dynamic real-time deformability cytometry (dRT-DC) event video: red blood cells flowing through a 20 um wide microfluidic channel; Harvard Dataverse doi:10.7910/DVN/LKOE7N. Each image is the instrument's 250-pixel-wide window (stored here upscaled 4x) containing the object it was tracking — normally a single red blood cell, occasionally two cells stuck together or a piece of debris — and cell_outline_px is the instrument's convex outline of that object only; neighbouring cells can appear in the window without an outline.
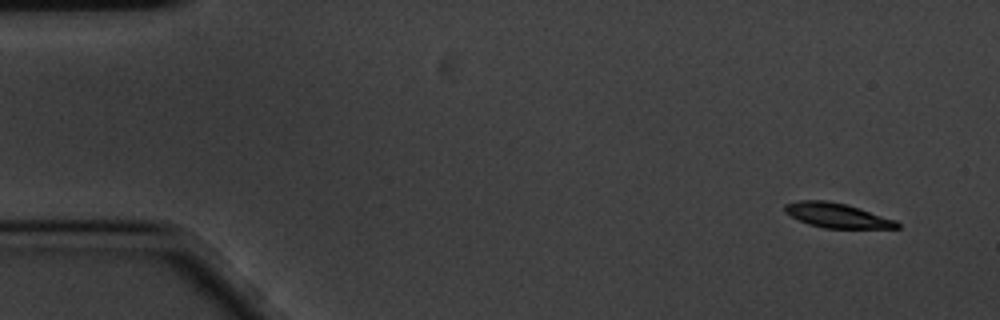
{"species": "common noctule bat (a hibernating species)", "species_latin": "Nyctalus noctula", "temperature_condition": "cold", "stored_images_in_passage": 58, "camera_frame_rate_fps": 3000, "um_per_image_px": 0.085, "animal": {"sex": "male", "body_mass_g": 20.1, "forearm_length_mm": 53.5}, "frame": {"image": 1, "passage_image": 3, "time_ms": 0.667, "image_size_px": [1000, 320], "cell_outline_px": [[900, 228], [824, 228], [808, 224], [784, 212], [784, 204], [800, 200], [828, 200], [848, 204], [896, 220], [900, 224]], "centroid_in_image_um": [71.15, 18.3], "position_along_channel_um": 13.8, "area_um2": 16.18}}
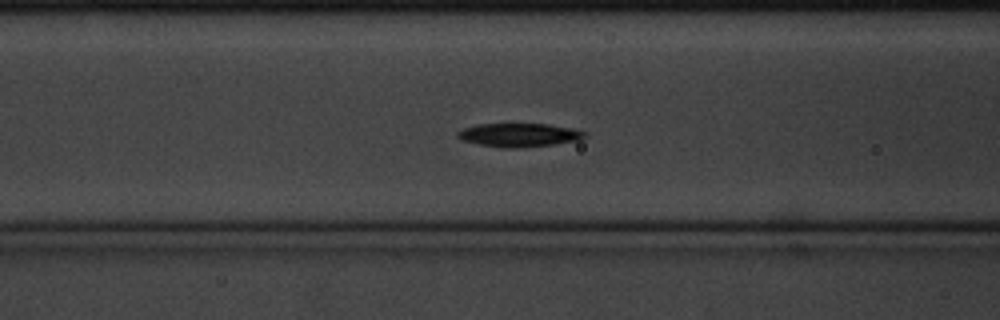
{"frame": {"image": 2, "passage_image": 22, "time_ms": 7.0, "image_size_px": [1000, 320], "cell_outline_px": [[588, 136], [580, 140], [552, 144], [520, 148], [504, 148], [480, 144], [460, 140], [456, 136], [456, 132], [464, 128], [476, 124], [548, 124], [572, 128], [584, 132]], "centroid_in_image_um": [44.1, 11.47], "position_along_channel_um": 122.5, "area_um2": 17.46}}
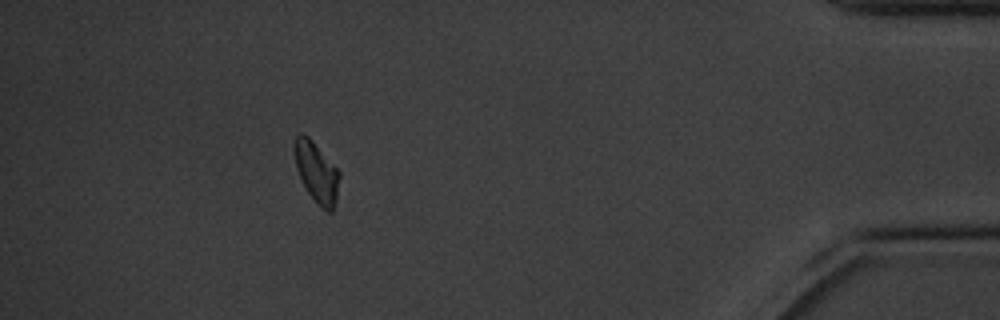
{"frame": {"image": 3, "passage_image": 52, "time_ms": 17.0, "image_size_px": [1000, 320], "cell_outline_px": [[340, 176], [336, 200], [332, 212], [328, 212], [316, 204], [308, 192], [296, 168], [292, 148], [292, 144], [296, 136], [300, 132], [304, 132], [312, 140], [340, 172]], "centroid_in_image_um": [26.88, 14.61], "position_along_channel_um": 408.3, "area_um2": 16.01}, "authors_computed_cell_mechanics": {"area_um2": 16.6175, "velocity_mm_per_s": 3.4053, "shape_relaxation_time_tau1_ms": 2.5891, "shape_relaxation_time_tau2_ms": null, "deformation_change_tau1": 0.1355, "deformation_change_tau2": null}}